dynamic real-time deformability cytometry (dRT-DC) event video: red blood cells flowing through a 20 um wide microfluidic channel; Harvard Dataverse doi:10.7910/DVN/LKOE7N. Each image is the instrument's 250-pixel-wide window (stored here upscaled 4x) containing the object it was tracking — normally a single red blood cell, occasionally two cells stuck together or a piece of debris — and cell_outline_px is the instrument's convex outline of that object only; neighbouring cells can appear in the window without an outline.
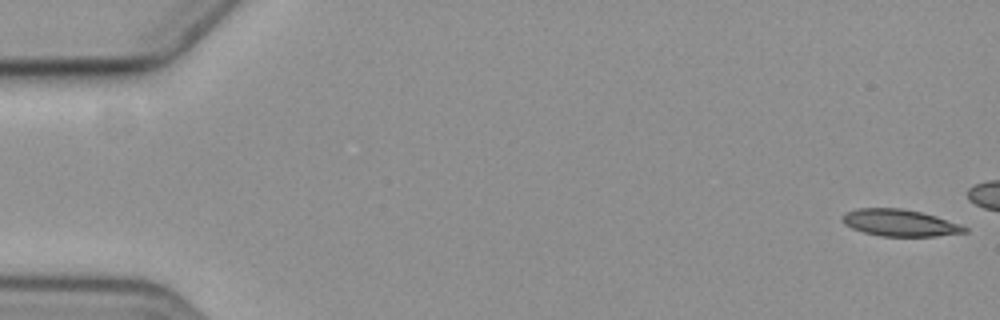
{"species": "common noctule bat (a hibernating species)", "species_latin": "Nyctalus noctula", "temperature_condition": "cold", "stored_images_in_passage": 6, "camera_frame_rate_fps": 3000, "um_per_image_px": 0.085, "animal": {"sex": "female", "body_mass_g": 19.3, "forearm_length_mm": 54.1}, "frame": {"image": 1, "passage_image": 1, "time_ms": 0.0, "image_size_px": [1000, 320], "cell_outline_px": [[968, 232], [936, 236], [880, 236], [864, 232], [852, 228], [844, 224], [840, 220], [848, 212], [856, 208], [900, 208], [920, 212], [936, 216], [960, 224], [968, 228]], "centroid_in_image_um": [76.49, 18.94], "position_along_channel_um": 8.5, "area_um2": 19.02}}